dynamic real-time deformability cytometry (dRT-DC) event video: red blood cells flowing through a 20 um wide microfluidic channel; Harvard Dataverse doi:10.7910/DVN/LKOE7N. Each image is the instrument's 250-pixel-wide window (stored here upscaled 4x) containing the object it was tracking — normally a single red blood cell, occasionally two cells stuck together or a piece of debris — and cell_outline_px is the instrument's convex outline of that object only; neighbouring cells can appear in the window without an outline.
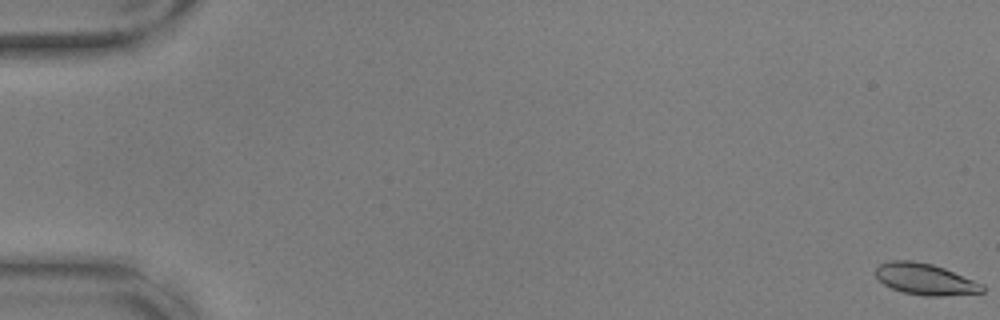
{"species": "common noctule bat (a hibernating species)", "species_latin": "Nyctalus noctula", "temperature_condition": "warm", "stored_images_in_passage": 9, "camera_frame_rate_fps": 3000, "um_per_image_px": 0.085, "animal": {"sex": "male", "body_mass_g": 17.9, "forearm_length_mm": 54.2}, "frame": {"image": 1, "passage_image": 1, "time_ms": 0.0, "image_size_px": [1000, 320], "cell_outline_px": [[984, 292], [944, 296], [924, 296], [904, 292], [892, 288], [884, 284], [876, 276], [876, 268], [880, 264], [892, 260], [912, 260], [932, 264], [944, 268], [984, 284]], "centroid_in_image_um": [78.66, 23.73], "position_along_channel_um": 6.3, "area_um2": 19.42}}